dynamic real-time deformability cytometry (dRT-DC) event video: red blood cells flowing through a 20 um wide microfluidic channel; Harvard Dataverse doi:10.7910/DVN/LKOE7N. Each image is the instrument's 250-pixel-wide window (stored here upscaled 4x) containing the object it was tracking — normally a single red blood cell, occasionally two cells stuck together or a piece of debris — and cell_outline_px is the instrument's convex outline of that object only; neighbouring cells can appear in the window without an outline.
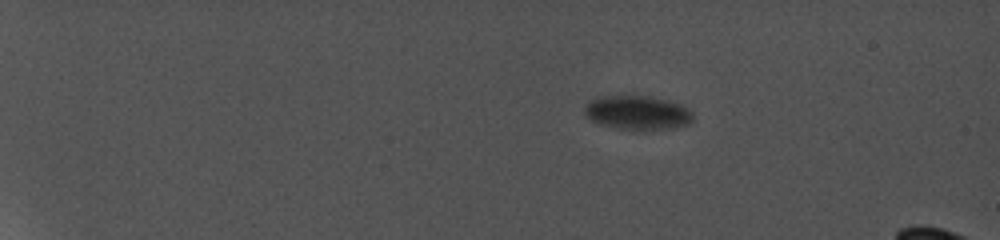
{"species": "common noctule bat (a hibernating species)", "species_latin": "Nyctalus noctula", "temperature_condition": "cold", "stored_images_in_passage": 18, "camera_frame_rate_fps": 5000, "um_per_image_px": 0.085, "animal": {"sex": "female", "body_mass_g": 19.0, "forearm_length_mm": 56.7}, "frame": {"image": 1, "passage_image": 1, "time_ms": 0.0, "image_size_px": [1000, 240], "cell_outline_px": [[692, 120], [684, 124], [660, 128], [632, 128], [604, 124], [592, 120], [584, 112], [588, 100], [596, 96], [652, 96], [668, 100], [680, 104], [688, 108], [692, 112]], "centroid_in_image_um": [54.16, 9.5], "position_along_channel_um": 30.8, "area_um2": 20.52}}
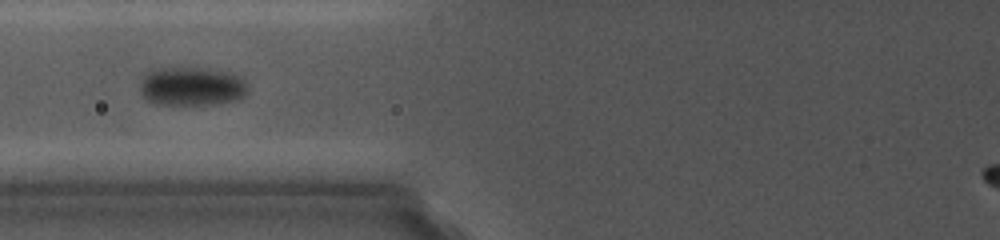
{"frame": {"image": 2, "passage_image": 8, "time_ms": 6.2, "image_size_px": [1000, 240], "cell_outline_px": [[244, 92], [240, 96], [228, 100], [204, 104], [156, 104], [148, 100], [144, 96], [144, 76], [148, 72], [156, 68], [172, 64], [188, 64], [224, 72], [236, 76], [244, 84]], "centroid_in_image_um": [16.18, 7.25], "position_along_channel_um": 109.6, "area_um2": 23.76}}
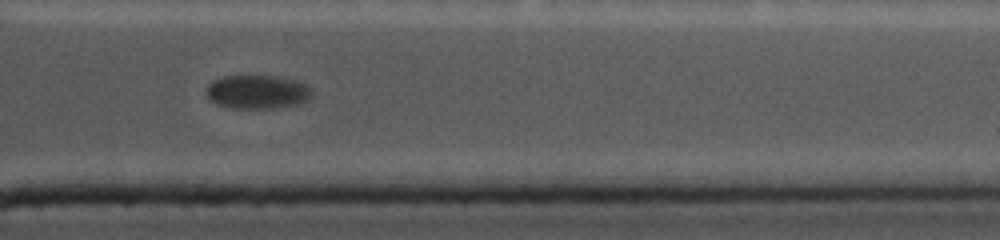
{"frame": {"image": 3, "passage_image": 17, "time_ms": 14.0, "image_size_px": [1000, 240], "cell_outline_px": [[308, 96], [304, 100], [272, 108], [236, 108], [220, 104], [212, 100], [208, 96], [208, 84], [212, 80], [224, 76], [276, 76], [296, 80], [304, 84], [308, 88]], "centroid_in_image_um": [21.79, 7.78], "position_along_channel_um": 389.6, "area_um2": 19.77}}